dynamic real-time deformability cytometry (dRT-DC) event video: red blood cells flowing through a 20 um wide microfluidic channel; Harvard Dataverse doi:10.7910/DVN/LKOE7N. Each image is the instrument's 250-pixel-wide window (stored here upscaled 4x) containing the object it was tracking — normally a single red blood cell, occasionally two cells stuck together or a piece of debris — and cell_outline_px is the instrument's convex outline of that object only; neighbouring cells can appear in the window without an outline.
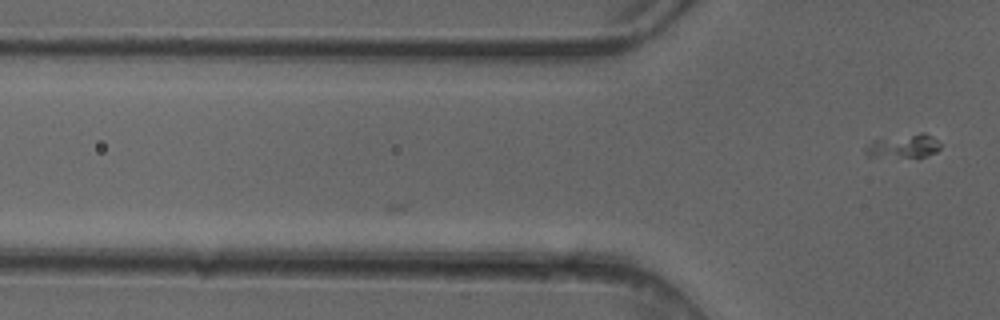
{"species": "common noctule bat (a hibernating species)", "species_latin": "Nyctalus noctula", "temperature_condition": "cold", "stored_images_in_passage": 3, "camera_frame_rate_fps": 3000, "um_per_image_px": 0.085, "animal": {"sex": "female"}, "frame": {"image": 1, "passage_image": 3, "time_ms": 0.667, "image_size_px": [1000, 320], "cell_outline_px": [[940, 148], [936, 152], [924, 156], [868, 156], [864, 152], [864, 148], [872, 140], [920, 132], [924, 132], [932, 136], [940, 144]], "centroid_in_image_um": [76.79, 12.39], "position_along_channel_um": 49.0, "area_um2": 10.12}}